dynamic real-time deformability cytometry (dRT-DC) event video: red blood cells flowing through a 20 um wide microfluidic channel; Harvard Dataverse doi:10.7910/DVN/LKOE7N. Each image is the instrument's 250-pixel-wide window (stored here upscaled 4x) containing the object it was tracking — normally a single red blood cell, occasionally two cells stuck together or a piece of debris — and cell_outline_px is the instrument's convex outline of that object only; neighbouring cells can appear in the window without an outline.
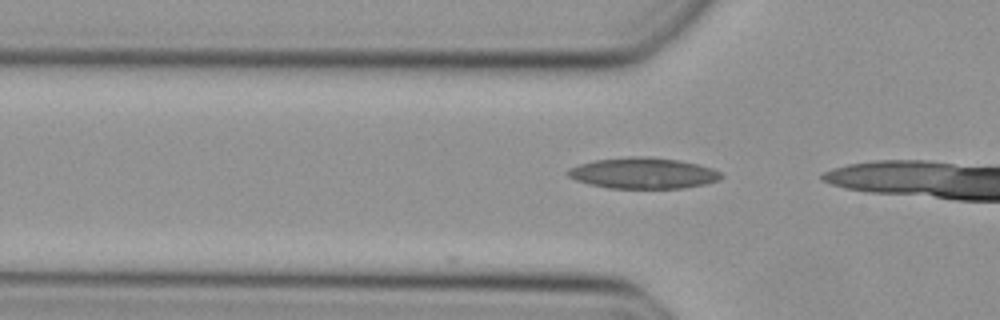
{"species": "Egyptian fruit bat (a non-hibernating species)", "species_latin": "Rousettus aegyptiacus", "temperature_condition": "cold", "stored_images_in_passage": 8, "camera_frame_rate_fps": 3000, "um_per_image_px": 0.085, "animal": {"sex": "female"}, "frame": {"image": 1, "passage_image": 8, "time_ms": 2.333, "image_size_px": [1000, 320], "cell_outline_px": [[724, 176], [716, 180], [704, 184], [684, 188], [608, 188], [588, 184], [576, 180], [568, 176], [564, 172], [568, 168], [580, 164], [596, 160], [628, 156], [652, 156], [680, 160], [712, 168], [720, 172]], "centroid_in_image_um": [54.63, 14.71], "position_along_channel_um": 71.2, "area_um2": 27.8}}